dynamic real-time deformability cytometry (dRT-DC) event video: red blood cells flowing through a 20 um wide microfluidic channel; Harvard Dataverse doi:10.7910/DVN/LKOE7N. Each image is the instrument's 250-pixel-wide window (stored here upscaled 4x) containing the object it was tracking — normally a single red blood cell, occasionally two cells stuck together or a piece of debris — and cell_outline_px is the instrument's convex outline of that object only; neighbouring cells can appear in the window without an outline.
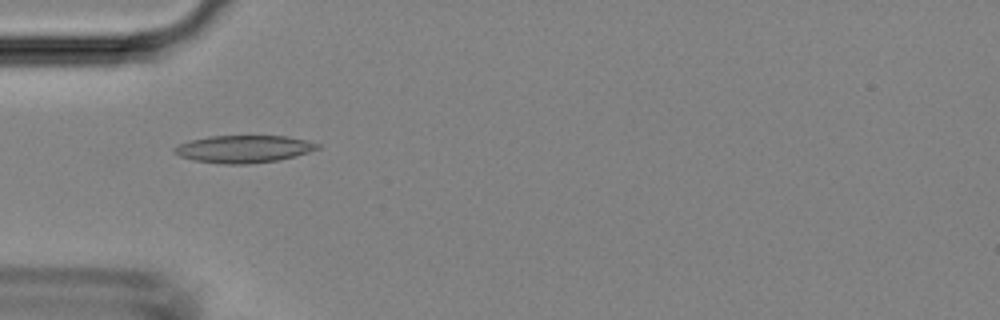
{"species": "Egyptian fruit bat (a non-hibernating species)", "species_latin": "Rousettus aegyptiacus", "temperature_condition": "room temperature", "stored_images_in_passage": 43, "camera_frame_rate_fps": 3000, "um_per_image_px": 0.085, "animal": {"sex": "female"}, "frame": {"image": 1, "passage_image": 10, "time_ms": 3.0, "image_size_px": [1000, 320], "cell_outline_px": [[320, 148], [296, 156], [280, 160], [248, 164], [220, 164], [192, 160], [180, 156], [172, 152], [172, 148], [188, 140], [208, 136], [288, 136], [308, 140], [320, 144]], "centroid_in_image_um": [20.7, 12.66], "position_along_channel_um": 64.3, "area_um2": 23.18}}
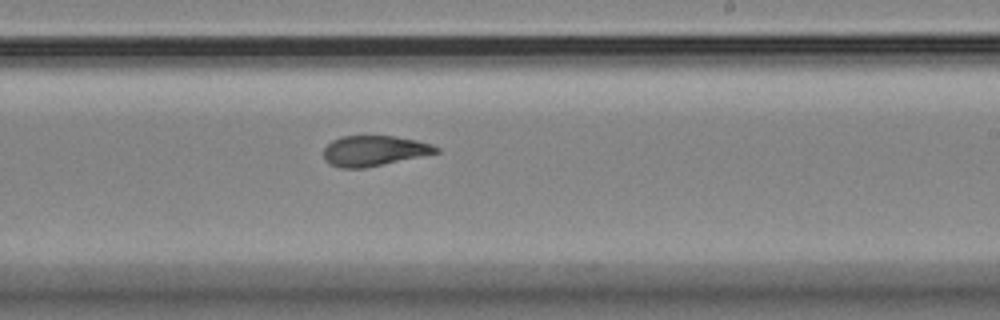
{"frame": {"image": 2, "passage_image": 24, "time_ms": 7.667, "image_size_px": [1000, 320], "cell_outline_px": [[440, 152], [364, 168], [340, 168], [328, 164], [324, 160], [324, 148], [332, 140], [340, 136], [396, 136], [416, 140], [432, 144], [440, 148]], "centroid_in_image_um": [31.77, 12.81], "position_along_channel_um": 257.2, "area_um2": 19.94}}
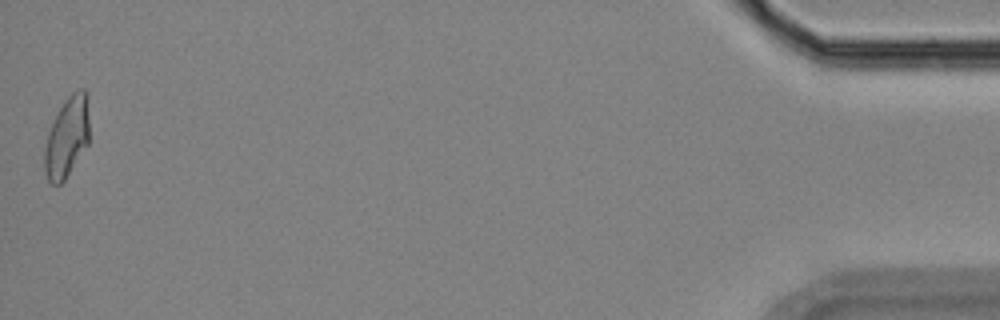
{"frame": {"image": 3, "passage_image": 43, "time_ms": 14.0, "image_size_px": [1000, 320], "cell_outline_px": [[88, 144], [64, 180], [60, 184], [52, 184], [48, 180], [44, 172], [44, 148], [48, 128], [64, 100], [72, 92], [80, 88], [84, 88], [88, 92]], "centroid_in_image_um": [5.67, 11.62], "position_along_channel_um": 429.5, "area_um2": 21.27}}